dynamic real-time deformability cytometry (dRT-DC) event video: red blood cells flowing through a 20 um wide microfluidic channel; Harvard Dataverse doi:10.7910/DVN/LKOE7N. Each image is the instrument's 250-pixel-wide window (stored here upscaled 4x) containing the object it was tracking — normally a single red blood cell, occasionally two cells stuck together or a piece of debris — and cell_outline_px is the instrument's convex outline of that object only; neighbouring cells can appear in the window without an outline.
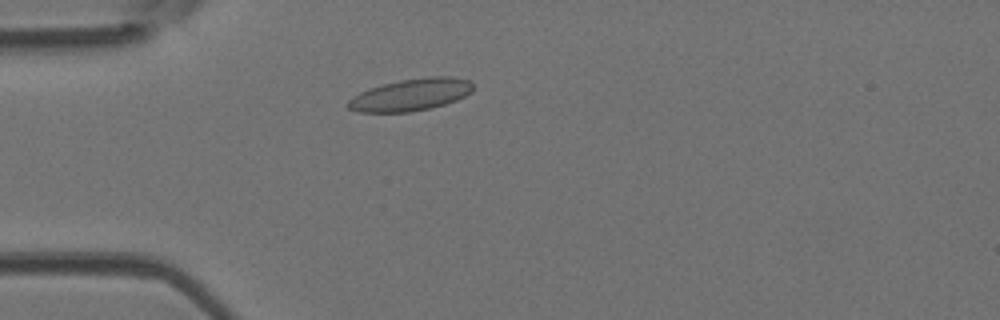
{"species": "Egyptian fruit bat (a non-hibernating species)", "species_latin": "Rousettus aegyptiacus", "temperature_condition": "room temperature", "stored_images_in_passage": 44, "camera_frame_rate_fps": 3000, "um_per_image_px": 0.085, "animal": {"sex": "female"}, "frame": {"image": 1, "passage_image": 9, "time_ms": 2.667, "image_size_px": [1000, 320], "cell_outline_px": [[472, 92], [456, 100], [432, 108], [408, 112], [360, 112], [348, 108], [348, 100], [352, 96], [360, 92], [384, 84], [400, 80], [428, 76], [452, 76], [468, 80], [472, 84]], "centroid_in_image_um": [34.93, 8.05], "position_along_channel_um": 50.1, "area_um2": 23.24}}
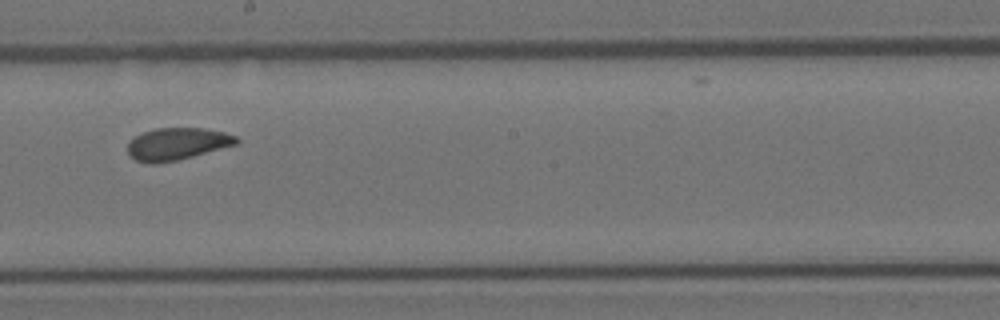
{"frame": {"image": 2, "passage_image": 23, "time_ms": 7.333, "image_size_px": [1000, 320], "cell_outline_px": [[240, 140], [236, 144], [192, 156], [176, 160], [156, 164], [148, 164], [136, 160], [128, 152], [128, 144], [136, 136], [152, 128], [204, 128], [224, 132], [236, 136]], "centroid_in_image_um": [15.05, 12.22], "position_along_channel_um": 233.1, "area_um2": 20.17}}
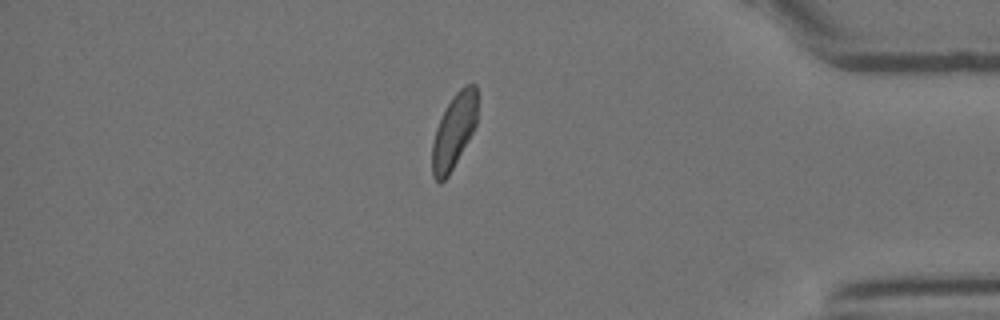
{"frame": {"image": 3, "passage_image": 37, "time_ms": 12.0, "image_size_px": [1000, 320], "cell_outline_px": [[476, 124], [472, 132], [448, 176], [440, 184], [432, 176], [432, 144], [436, 128], [452, 96], [464, 84], [476, 84]], "centroid_in_image_um": [38.56, 11.15], "position_along_channel_um": 396.6, "area_um2": 19.25}, "authors_computed_cell_mechanics": {"area_um2": 20.7502, "velocity_mm_per_s": 4.1752, "shape_relaxation_time_tau1_ms": 4.6365, "shape_relaxation_time_tau2_ms": 1.7306, "deformation_change_tau1": 0.1042, "deformation_change_tau2": 0.0692}}